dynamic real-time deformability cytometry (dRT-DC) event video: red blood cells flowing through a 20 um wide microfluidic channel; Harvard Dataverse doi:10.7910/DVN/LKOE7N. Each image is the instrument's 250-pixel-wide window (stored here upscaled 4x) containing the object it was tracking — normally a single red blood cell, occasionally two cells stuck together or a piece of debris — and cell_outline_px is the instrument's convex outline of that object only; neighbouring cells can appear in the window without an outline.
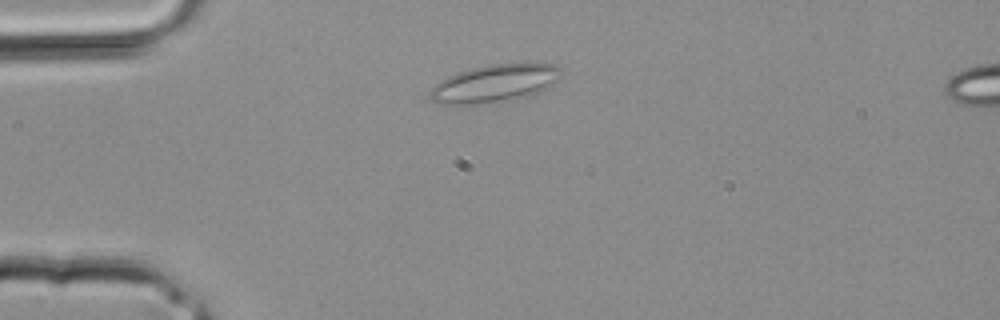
{"species": "common noctule bat (a hibernating species)", "species_latin": "Nyctalus noctula", "temperature_condition": "room temperature", "stored_images_in_passage": 3, "camera_frame_rate_fps": 3000, "um_per_image_px": 0.085, "animal": {"sex": "male", "body_mass_g": 20.4}, "frame": {"image": 1, "passage_image": 2, "time_ms": 0.333, "image_size_px": [1000, 320], "cell_outline_px": [[564, 72], [548, 88], [532, 96], [468, 104], [440, 104], [432, 100], [428, 96], [432, 88], [440, 80], [448, 76], [472, 68], [488, 64], [556, 64]], "centroid_in_image_um": [42.06, 7.08], "position_along_channel_um": 42.9, "area_um2": 28.38}}